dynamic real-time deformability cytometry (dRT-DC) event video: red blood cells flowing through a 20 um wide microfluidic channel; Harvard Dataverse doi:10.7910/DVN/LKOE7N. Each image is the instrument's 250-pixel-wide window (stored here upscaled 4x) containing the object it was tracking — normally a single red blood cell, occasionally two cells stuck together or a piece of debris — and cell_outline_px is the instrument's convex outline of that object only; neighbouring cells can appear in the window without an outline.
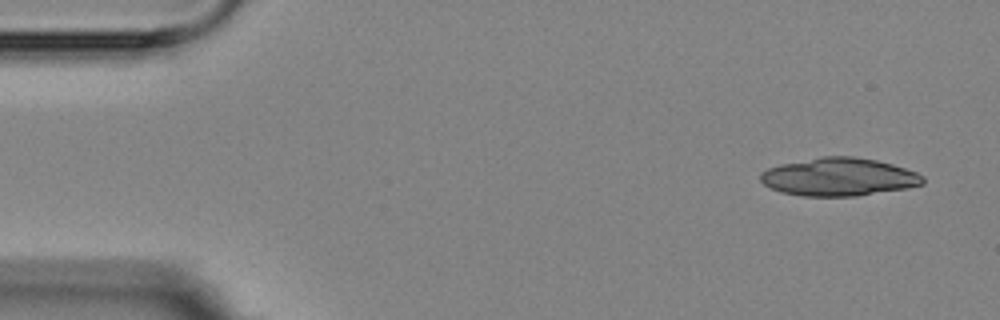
{"species": "Egyptian fruit bat (a non-hibernating species)", "species_latin": "Rousettus aegyptiacus", "temperature_condition": "room temperature", "stored_images_in_passage": 8, "camera_frame_rate_fps": 3000, "um_per_image_px": 0.085, "animal": {"sex": "female"}, "frame": {"image": 1, "passage_image": 1, "time_ms": 0.0, "image_size_px": [1000, 320], "cell_outline_px": [[924, 184], [908, 188], [856, 196], [804, 196], [780, 192], [764, 184], [760, 180], [760, 172], [768, 168], [780, 164], [820, 156], [852, 156], [876, 160], [892, 164], [916, 172], [924, 176]], "centroid_in_image_um": [71.3, 15.04], "position_along_channel_um": 13.7, "area_um2": 36.07}}
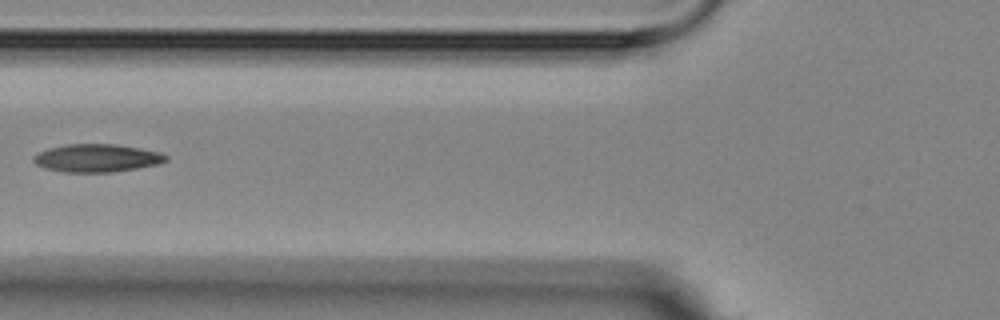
{"frame": {"image": 2, "passage_image": 6, "time_ms": 6.0, "image_size_px": [1000, 320], "cell_outline_px": [[168, 160], [160, 164], [112, 172], [64, 172], [44, 168], [36, 164], [32, 160], [32, 156], [48, 148], [68, 144], [116, 144], [140, 148], [160, 152], [168, 156]], "centroid_in_image_um": [8.24, 13.43], "position_along_channel_um": 117.6, "area_um2": 21.62}}
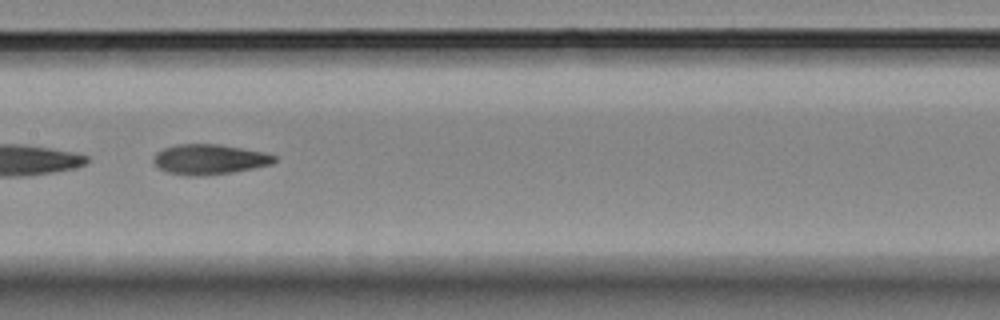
{"frame": {"image": 3, "passage_image": 8, "time_ms": 8.0, "image_size_px": [1000, 320], "cell_outline_px": [[276, 160], [272, 164], [232, 172], [204, 176], [188, 176], [168, 172], [160, 168], [152, 160], [152, 156], [156, 152], [164, 148], [176, 144], [220, 144], [264, 152], [276, 156]], "centroid_in_image_um": [17.78, 13.54], "position_along_channel_um": 189.6, "area_um2": 21.27}}